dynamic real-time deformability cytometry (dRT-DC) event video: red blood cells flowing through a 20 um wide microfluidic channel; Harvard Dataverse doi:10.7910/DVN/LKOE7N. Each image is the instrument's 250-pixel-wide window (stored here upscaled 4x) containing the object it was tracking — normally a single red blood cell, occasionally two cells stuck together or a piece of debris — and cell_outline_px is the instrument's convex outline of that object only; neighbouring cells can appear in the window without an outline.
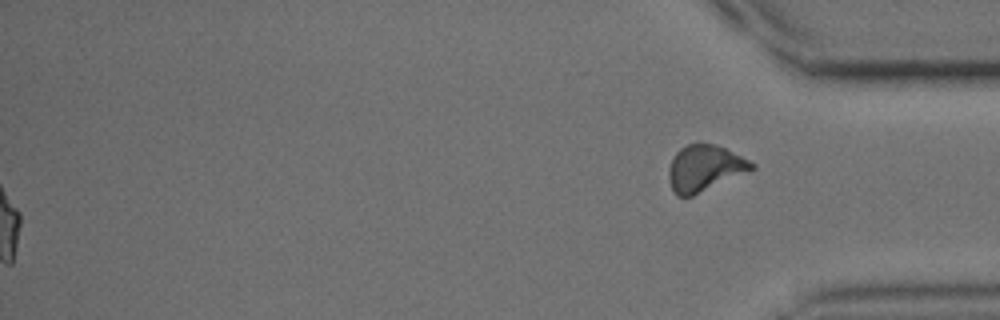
{"species": "common noctule bat (a hibernating species)", "species_latin": "Nyctalus noctula", "temperature_condition": "cold", "stored_images_in_passage": 31, "segment_of_instrument_passage": [2, 2], "camera_frame_rate_fps": 3000, "um_per_image_px": 0.085, "animal": {"sex": "male", "body_mass_g": 15.6}, "frame": {"image": 1, "passage_image": 31, "time_ms": 10.0, "image_size_px": [1000, 320], "cell_outline_px": [[756, 168], [692, 196], [676, 196], [668, 180], [668, 172], [672, 156], [680, 148], [696, 140], [716, 144], [756, 164]], "centroid_in_image_um": [59.85, 14.26], "position_along_channel_um": 375.3, "area_um2": 22.48}}